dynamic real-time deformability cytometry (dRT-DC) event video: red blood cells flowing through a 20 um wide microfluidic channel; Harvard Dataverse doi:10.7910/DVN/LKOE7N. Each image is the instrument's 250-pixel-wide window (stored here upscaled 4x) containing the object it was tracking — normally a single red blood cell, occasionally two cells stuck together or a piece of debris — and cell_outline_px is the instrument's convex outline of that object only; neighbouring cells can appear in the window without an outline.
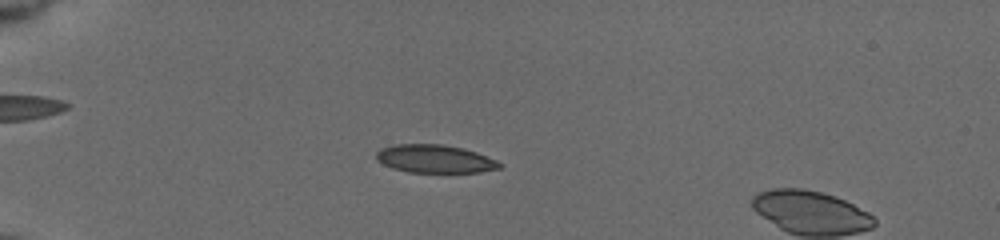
{"species": "common noctule bat (a hibernating species)", "species_latin": "Nyctalus noctula", "temperature_condition": "cold", "stored_images_in_passage": 56, "camera_frame_rate_fps": 3000, "um_per_image_px": 0.085, "animal": {"sex": "female", "body_mass_g": 19.5, "forearm_length_mm": 54.1}, "frame": {"image": 1, "passage_image": 17, "time_ms": 5.333, "image_size_px": [1000, 240], "cell_outline_px": [[504, 164], [500, 168], [480, 172], [408, 172], [392, 168], [376, 160], [376, 152], [380, 148], [392, 144], [444, 144], [476, 152], [496, 160]], "centroid_in_image_um": [36.94, 13.5], "position_along_channel_um": 48.1, "area_um2": 20.23}}
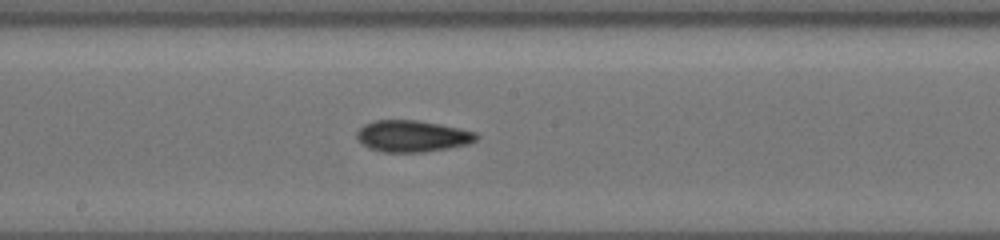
{"frame": {"image": 2, "passage_image": 33, "time_ms": 10.667, "image_size_px": [1000, 240], "cell_outline_px": [[480, 136], [476, 140], [468, 144], [448, 148], [424, 152], [380, 152], [368, 148], [356, 140], [356, 132], [364, 124], [376, 120], [416, 120], [440, 124], [460, 128], [476, 132]], "centroid_in_image_um": [35.02, 11.57], "position_along_channel_um": 213.2, "area_um2": 22.2}}
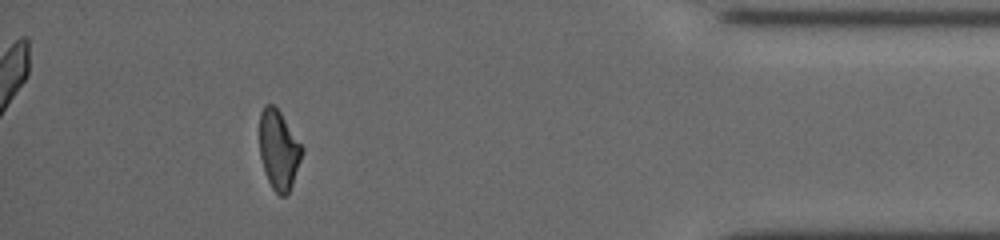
{"frame": {"image": 3, "passage_image": 52, "time_ms": 17.0, "image_size_px": [1000, 240], "cell_outline_px": [[304, 148], [292, 184], [288, 192], [284, 196], [280, 196], [272, 188], [268, 180], [260, 156], [260, 112], [264, 104], [272, 104], [280, 112]], "centroid_in_image_um": [23.68, 12.72], "position_along_channel_um": 411.5, "area_um2": 19.31}, "authors_computed_cell_mechanics": {"area_um2": 20.6635, "velocity_mm_per_s": 3.7663, "shape_relaxation_time_tau1_ms": 5.1487, "shape_relaxation_time_tau2_ms": 3.4047, "deformation_change_tau1": 0.1254, "deformation_change_tau2": 0.0858}}